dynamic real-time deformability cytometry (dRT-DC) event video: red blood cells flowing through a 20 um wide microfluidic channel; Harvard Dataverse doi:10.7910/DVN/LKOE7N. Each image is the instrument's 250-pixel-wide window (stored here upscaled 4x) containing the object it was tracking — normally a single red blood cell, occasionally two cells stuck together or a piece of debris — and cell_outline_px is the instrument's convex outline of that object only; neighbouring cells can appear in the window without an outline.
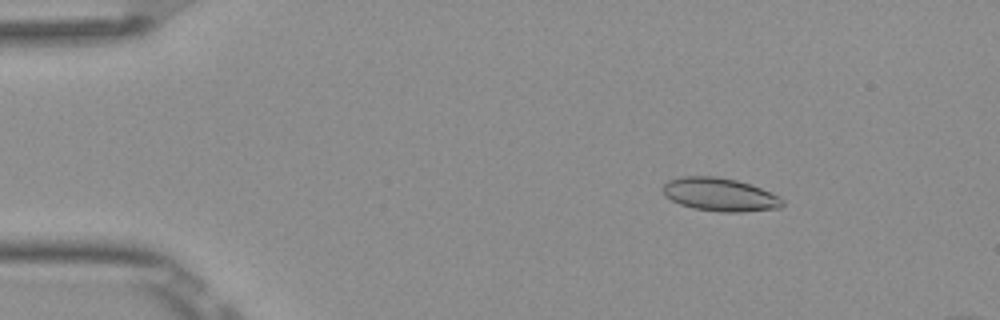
{"species": "Egyptian fruit bat (a non-hibernating species)", "species_latin": "Rousettus aegyptiacus", "temperature_condition": "room temperature", "stored_images_in_passage": 9, "camera_frame_rate_fps": 3000, "um_per_image_px": 0.085, "frame": {"image": 1, "passage_image": 1, "time_ms": 0.0, "image_size_px": [1000, 320], "cell_outline_px": [[784, 204], [780, 208], [744, 212], [720, 212], [692, 208], [680, 204], [664, 196], [664, 184], [668, 180], [680, 176], [716, 176], [736, 180], [760, 188], [780, 196], [784, 200]], "centroid_in_image_um": [61.2, 16.54], "position_along_channel_um": 23.8, "area_um2": 23.24}}